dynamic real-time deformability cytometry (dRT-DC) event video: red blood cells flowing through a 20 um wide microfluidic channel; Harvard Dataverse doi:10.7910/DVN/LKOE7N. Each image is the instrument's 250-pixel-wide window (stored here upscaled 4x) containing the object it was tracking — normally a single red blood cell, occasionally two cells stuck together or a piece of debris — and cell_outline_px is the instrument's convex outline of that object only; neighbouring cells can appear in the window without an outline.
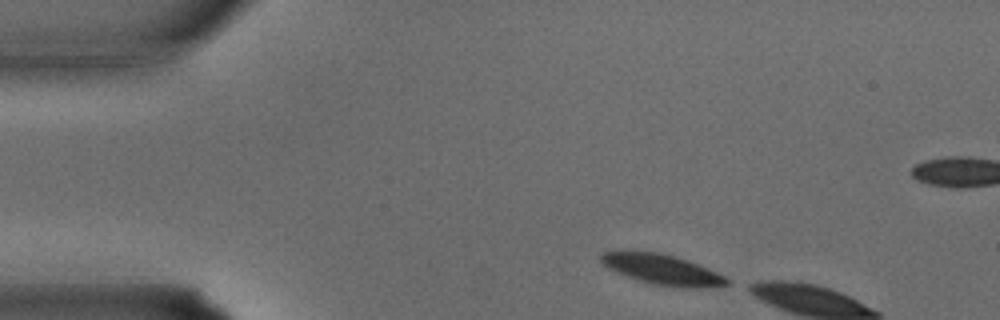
{"species": "common noctule bat (a hibernating species)", "species_latin": "Nyctalus noctula", "temperature_condition": "warm", "stored_images_in_passage": 3, "camera_frame_rate_fps": 3000, "um_per_image_px": 0.085, "animal": {"sex": "male", "body_mass_g": 15.6}, "frame": {"image": 1, "passage_image": 1, "time_ms": 0.0, "image_size_px": [1000, 320], "cell_outline_px": [[732, 280], [728, 284], [704, 288], [680, 288], [652, 284], [616, 272], [608, 268], [600, 260], [600, 256], [604, 252], [624, 248], [660, 252], [676, 256], [688, 260], [716, 272]], "centroid_in_image_um": [56.24, 22.87], "position_along_channel_um": 28.8, "area_um2": 22.77}}